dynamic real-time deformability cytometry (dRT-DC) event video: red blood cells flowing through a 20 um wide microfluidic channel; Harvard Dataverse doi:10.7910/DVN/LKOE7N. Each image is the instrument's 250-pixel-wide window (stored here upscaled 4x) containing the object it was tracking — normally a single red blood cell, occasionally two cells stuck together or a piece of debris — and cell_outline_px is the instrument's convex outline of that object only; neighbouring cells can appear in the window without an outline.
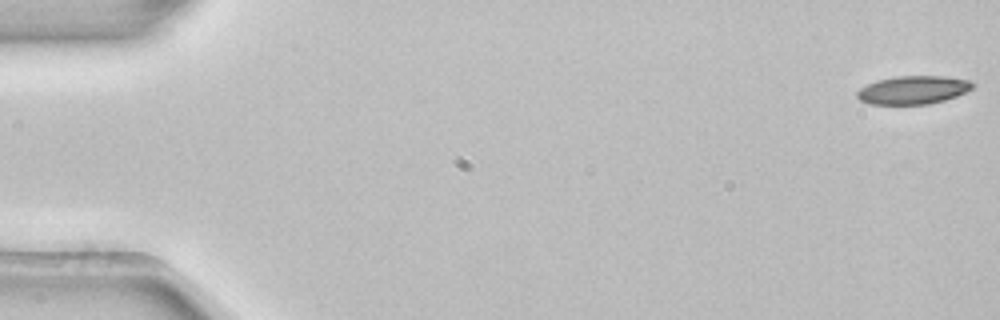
{"species": "common noctule bat (a hibernating species)", "species_latin": "Nyctalus noctula", "temperature_condition": "room temperature", "stored_images_in_passage": 54, "camera_frame_rate_fps": 3000, "um_per_image_px": 0.085, "animal": {"sex": "female", "body_mass_g": 22.7, "forearm_length_mm": 54.2}, "frame": {"image": 1, "passage_image": 1, "time_ms": 0.0, "image_size_px": [1000, 320], "cell_outline_px": [[976, 84], [972, 88], [956, 96], [944, 100], [928, 104], [872, 104], [860, 100], [856, 96], [856, 92], [860, 88], [876, 80], [896, 76], [944, 76], [968, 80]], "centroid_in_image_um": [77.6, 7.64], "position_along_channel_um": 7.4, "area_um2": 18.96}}
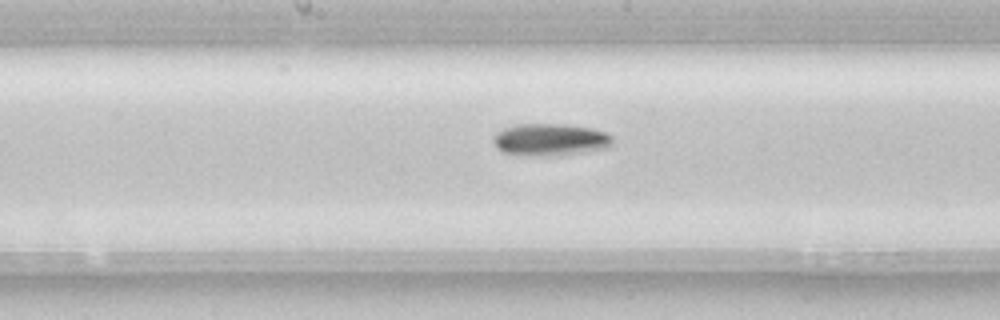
{"frame": {"image": 2, "passage_image": 28, "time_ms": 9.0, "image_size_px": [1000, 320], "cell_outline_px": [[612, 144], [608, 148], [556, 156], [504, 152], [496, 148], [492, 140], [492, 136], [496, 132], [504, 128], [516, 124], [568, 124], [592, 128], [608, 132], [612, 136]], "centroid_in_image_um": [46.8, 11.84], "position_along_channel_um": 201.4, "area_um2": 22.37}}
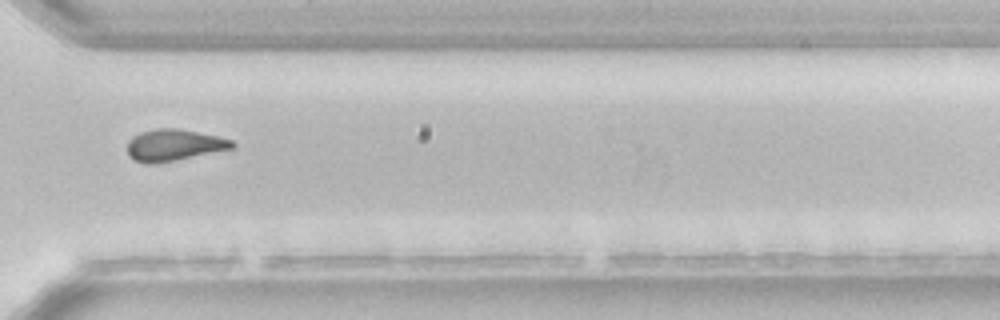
{"frame": {"image": 3, "passage_image": 40, "time_ms": 13.0, "image_size_px": [1000, 320], "cell_outline_px": [[236, 144], [232, 148], [176, 160], [156, 164], [144, 164], [132, 160], [128, 156], [128, 140], [132, 136], [140, 132], [156, 128], [176, 128], [216, 136], [232, 140]], "centroid_in_image_um": [14.71, 12.34], "position_along_channel_um": 355.9, "area_um2": 19.31}, "authors_computed_cell_mechanics": {"area_um2": 19.9699, "velocity_mm_per_s": 3.8676, "shape_relaxation_time_tau1_ms": 6.6848, "shape_relaxation_time_tau2_ms": null, "deformation_change_tau1": 0.1347, "deformation_change_tau2": null}}